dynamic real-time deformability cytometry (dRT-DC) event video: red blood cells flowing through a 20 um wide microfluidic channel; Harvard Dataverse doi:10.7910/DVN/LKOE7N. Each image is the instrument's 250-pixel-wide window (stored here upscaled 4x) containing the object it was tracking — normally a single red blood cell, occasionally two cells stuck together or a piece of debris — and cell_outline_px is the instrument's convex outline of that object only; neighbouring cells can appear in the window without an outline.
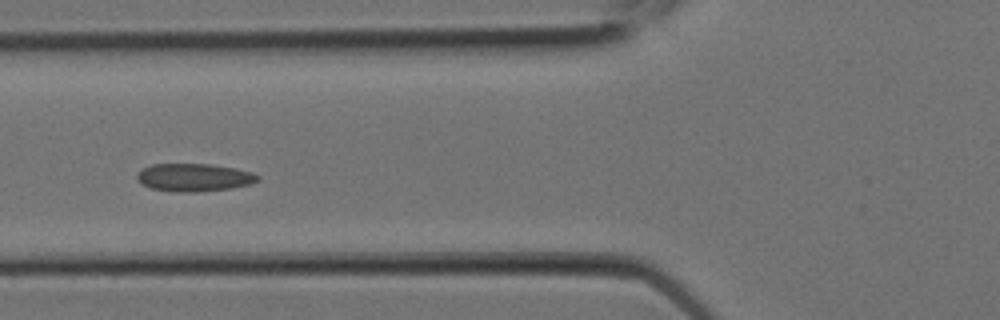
{"species": "Egyptian fruit bat (a non-hibernating species)", "species_latin": "Rousettus aegyptiacus", "temperature_condition": "room temperature", "stored_images_in_passage": 11, "camera_frame_rate_fps": 3000, "um_per_image_px": 0.085, "animal": {"sex": "female"}, "frame": {"image": 1, "passage_image": 10, "time_ms": 3.0, "image_size_px": [1000, 320], "cell_outline_px": [[260, 180], [252, 184], [228, 188], [196, 192], [180, 192], [152, 188], [140, 184], [136, 180], [136, 172], [140, 168], [152, 164], [212, 164], [252, 172], [260, 176]], "centroid_in_image_um": [16.45, 15.07], "position_along_channel_um": 109.4, "area_um2": 19.71}}
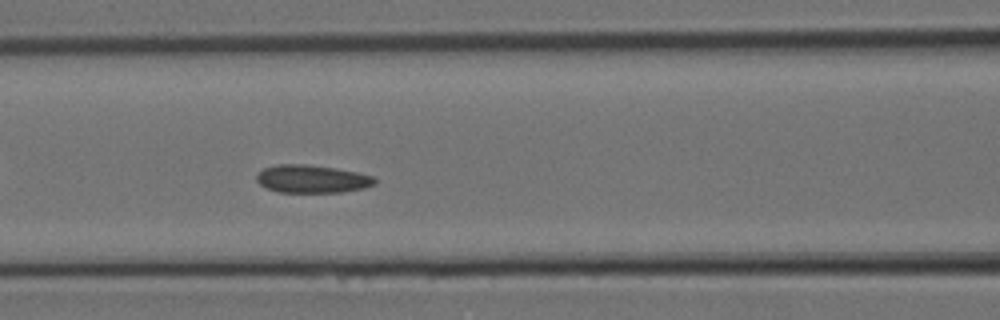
{"frame": {"image": 2, "passage_image": 11, "time_ms": 3.333, "image_size_px": [1000, 320], "cell_outline_px": [[376, 184], [364, 188], [340, 192], [280, 192], [268, 188], [260, 184], [256, 180], [256, 172], [264, 168], [276, 164], [304, 164], [336, 168], [376, 176]], "centroid_in_image_um": [26.52, 15.2], "position_along_channel_um": 140.1, "area_um2": 19.31}}